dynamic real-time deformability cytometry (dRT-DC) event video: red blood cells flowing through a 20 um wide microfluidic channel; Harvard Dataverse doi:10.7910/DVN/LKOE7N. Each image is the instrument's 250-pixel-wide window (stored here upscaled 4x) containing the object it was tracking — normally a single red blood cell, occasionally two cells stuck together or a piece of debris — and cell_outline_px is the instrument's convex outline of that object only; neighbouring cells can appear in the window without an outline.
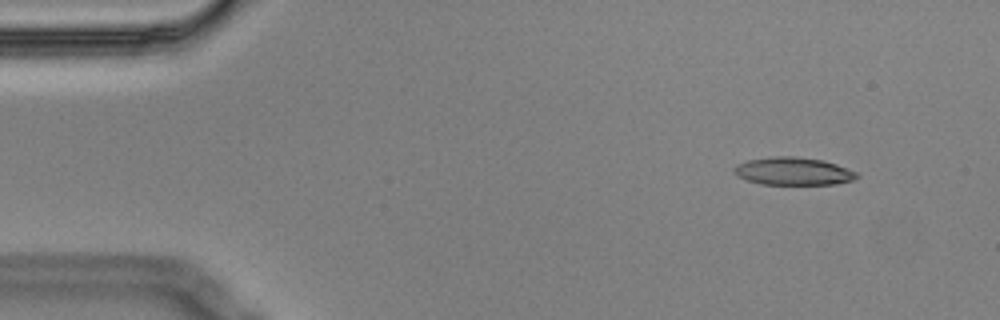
{"species": "Egyptian fruit bat (a non-hibernating species)", "species_latin": "Rousettus aegyptiacus", "temperature_condition": "cold", "stored_images_in_passage": 7, "camera_frame_rate_fps": 3000, "um_per_image_px": 0.085, "animal": {"sex": "male"}, "frame": {"image": 1, "passage_image": 2, "time_ms": 0.333, "image_size_px": [1000, 320], "cell_outline_px": [[860, 176], [856, 180], [836, 184], [760, 184], [736, 176], [732, 168], [736, 164], [748, 160], [772, 156], [792, 156], [824, 160], [836, 164], [856, 172]], "centroid_in_image_um": [67.43, 14.55], "position_along_channel_um": 17.6, "area_um2": 20.0}}
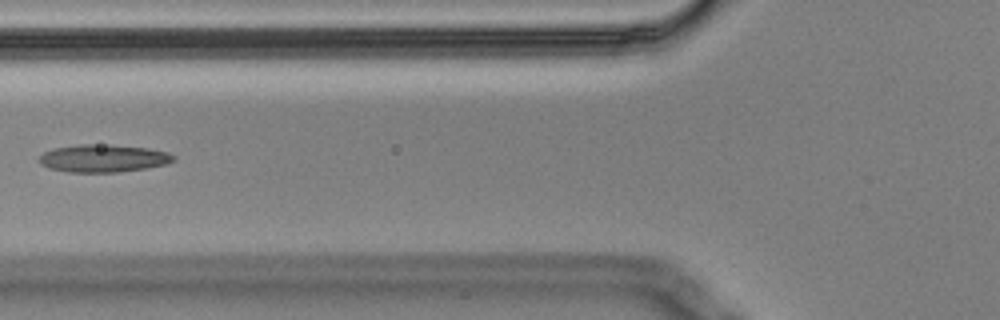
{"frame": {"image": 2, "passage_image": 6, "time_ms": 1.667, "image_size_px": [1000, 320], "cell_outline_px": [[176, 160], [164, 164], [148, 168], [116, 172], [68, 172], [48, 168], [40, 164], [40, 156], [44, 152], [52, 148], [80, 144], [112, 144], [148, 148], [168, 152], [176, 156]], "centroid_in_image_um": [8.79, 13.45], "position_along_channel_um": 117.0, "area_um2": 21.85}}
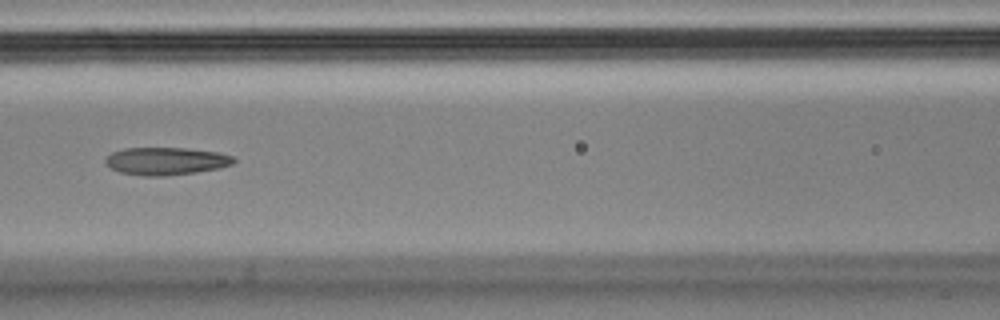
{"frame": {"image": 3, "passage_image": 7, "time_ms": 2.0, "image_size_px": [1000, 320], "cell_outline_px": [[236, 160], [232, 164], [216, 168], [196, 172], [164, 176], [144, 176], [120, 172], [104, 164], [104, 160], [112, 152], [124, 148], [184, 148], [220, 152], [232, 156]], "centroid_in_image_um": [14.09, 13.69], "position_along_channel_um": 152.5, "area_um2": 20.58}}